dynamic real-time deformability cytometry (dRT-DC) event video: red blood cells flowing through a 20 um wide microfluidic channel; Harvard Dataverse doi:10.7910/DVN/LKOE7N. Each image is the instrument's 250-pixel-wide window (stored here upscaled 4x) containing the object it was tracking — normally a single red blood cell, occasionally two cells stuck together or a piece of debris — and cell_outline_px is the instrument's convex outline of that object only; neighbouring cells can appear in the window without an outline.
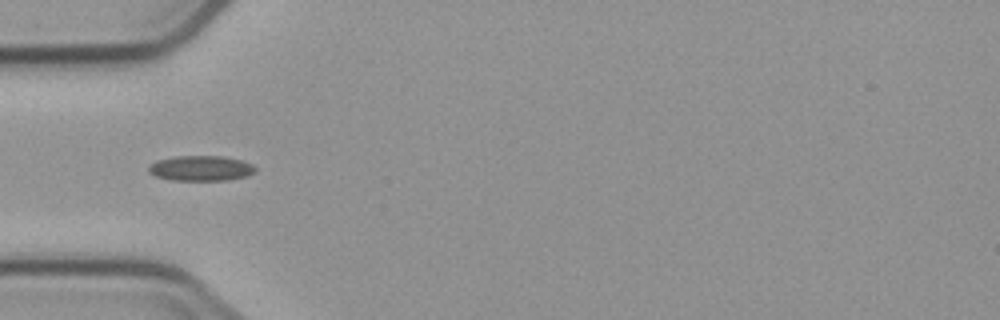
{"species": "common noctule bat (a hibernating species)", "species_latin": "Nyctalus noctula", "temperature_condition": "cold", "stored_images_in_passage": 4, "camera_frame_rate_fps": 3000, "um_per_image_px": 0.085, "animal": {"sex": "male", "body_mass_g": 23.1, "forearm_length_mm": 52.7}, "frame": {"image": 1, "passage_image": 3, "time_ms": 3.0, "image_size_px": [1000, 320], "cell_outline_px": [[256, 172], [244, 176], [228, 180], [172, 180], [156, 176], [148, 172], [148, 168], [156, 160], [176, 156], [224, 156], [240, 160], [252, 164], [256, 168]], "centroid_in_image_um": [17.07, 14.3], "position_along_channel_um": 67.9, "area_um2": 15.61}}
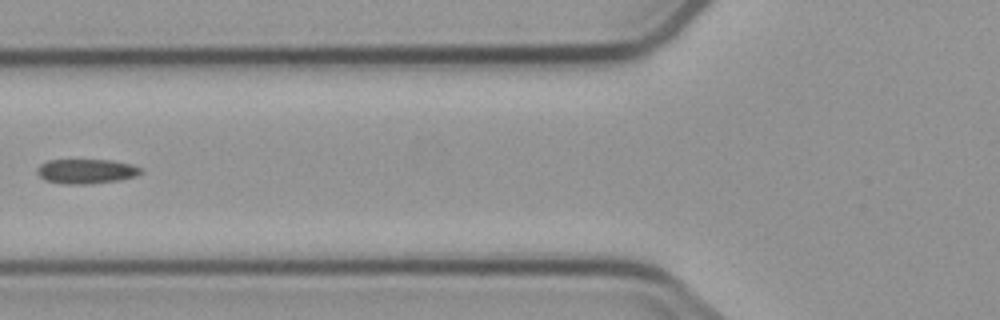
{"frame": {"image": 2, "passage_image": 4, "time_ms": 4.333, "image_size_px": [1000, 320], "cell_outline_px": [[144, 172], [136, 176], [120, 180], [88, 184], [64, 184], [44, 180], [36, 172], [36, 168], [40, 164], [48, 160], [112, 160], [132, 164], [140, 168]], "centroid_in_image_um": [7.33, 14.56], "position_along_channel_um": 118.5, "area_um2": 15.03}}